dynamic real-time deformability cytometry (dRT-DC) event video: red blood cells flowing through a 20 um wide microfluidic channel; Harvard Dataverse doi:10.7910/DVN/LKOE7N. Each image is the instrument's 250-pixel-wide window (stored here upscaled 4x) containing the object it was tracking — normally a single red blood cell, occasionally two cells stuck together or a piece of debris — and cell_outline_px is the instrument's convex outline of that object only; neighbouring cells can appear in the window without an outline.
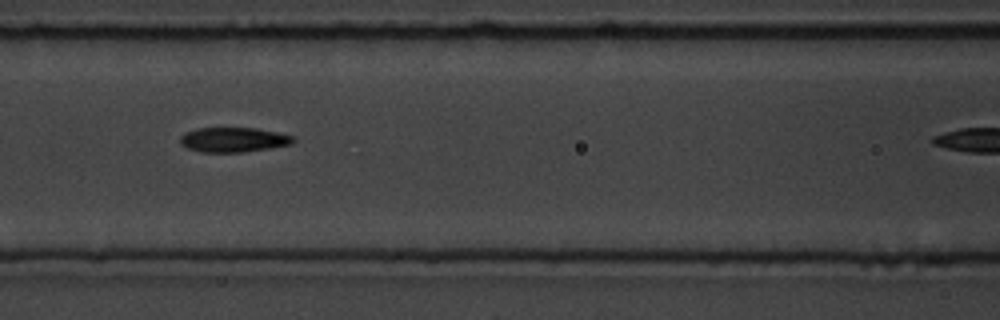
{"species": "common noctule bat (a hibernating species)", "species_latin": "Nyctalus noctula", "temperature_condition": "room temperature", "stored_images_in_passage": 8, "camera_frame_rate_fps": 3000, "um_per_image_px": 0.085, "animal": {"sex": "male", "body_mass_g": 19.5, "forearm_length_mm": 54.6}, "frame": {"image": 1, "passage_image": 7, "time_ms": 7.667, "image_size_px": [1000, 320], "cell_outline_px": [[296, 140], [292, 144], [272, 148], [244, 152], [200, 152], [188, 148], [180, 144], [180, 136], [184, 132], [196, 128], [256, 128], [296, 136]], "centroid_in_image_um": [19.86, 11.88], "position_along_channel_um": 146.7, "area_um2": 16.53}}